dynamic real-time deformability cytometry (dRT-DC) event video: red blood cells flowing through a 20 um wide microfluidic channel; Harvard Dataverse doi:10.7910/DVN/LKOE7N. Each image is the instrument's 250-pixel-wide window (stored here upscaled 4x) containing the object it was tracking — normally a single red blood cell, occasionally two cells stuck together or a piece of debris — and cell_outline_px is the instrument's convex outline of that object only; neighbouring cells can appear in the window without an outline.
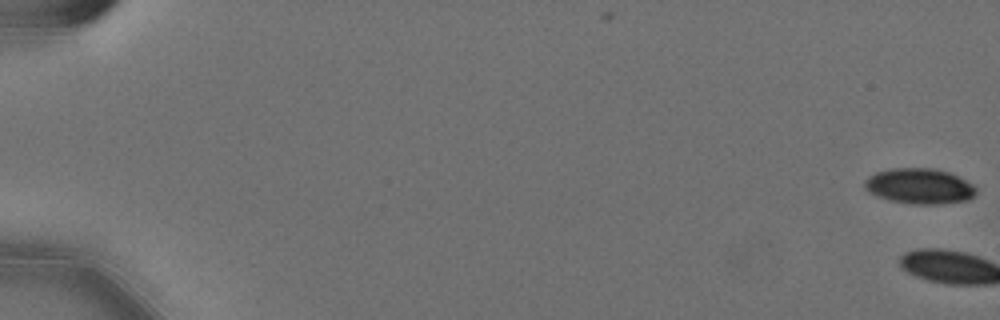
{"species": "Egyptian fruit bat (a non-hibernating species)", "species_latin": "Rousettus aegyptiacus", "temperature_condition": "cold", "stored_images_in_passage": 3, "camera_frame_rate_fps": 3000, "um_per_image_px": 0.085, "animal": {"sex": "female"}, "frame": {"image": 1, "passage_image": 1, "time_ms": 0.0, "image_size_px": [1000, 320], "cell_outline_px": [[976, 192], [968, 200], [936, 204], [912, 204], [888, 200], [868, 192], [864, 188], [864, 180], [868, 176], [876, 172], [892, 168], [936, 168], [948, 172], [972, 184], [976, 188]], "centroid_in_image_um": [78.11, 15.82], "position_along_channel_um": 6.9, "area_um2": 23.0}}